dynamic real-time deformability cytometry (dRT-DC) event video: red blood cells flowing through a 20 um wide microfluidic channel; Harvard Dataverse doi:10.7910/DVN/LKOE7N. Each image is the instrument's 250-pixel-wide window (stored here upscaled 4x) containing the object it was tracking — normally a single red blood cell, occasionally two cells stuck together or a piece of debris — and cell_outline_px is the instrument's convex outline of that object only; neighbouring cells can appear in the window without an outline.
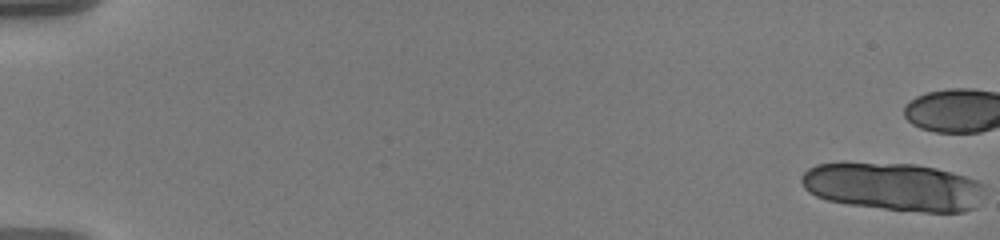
{"species": "human", "species_latin": "Homo sapiens", "temperature_condition": "warm", "stored_images_in_passage": 16, "camera_frame_rate_fps": 3000, "um_per_image_px": 0.085, "donor": {"sex": "male"}, "frame": {"image": 1, "passage_image": 1, "time_ms": 0.0, "image_size_px": [1000, 240], "cell_outline_px": [[984, 188], [976, 208], [964, 212], [924, 212], [884, 208], [848, 204], [828, 200], [816, 196], [808, 192], [804, 188], [800, 180], [800, 176], [808, 168], [816, 164], [844, 160], [916, 164], [936, 168], [952, 172], [976, 180], [984, 184]], "centroid_in_image_um": [75.89, 15.83], "position_along_channel_um": 9.1, "area_um2": 52.31}}